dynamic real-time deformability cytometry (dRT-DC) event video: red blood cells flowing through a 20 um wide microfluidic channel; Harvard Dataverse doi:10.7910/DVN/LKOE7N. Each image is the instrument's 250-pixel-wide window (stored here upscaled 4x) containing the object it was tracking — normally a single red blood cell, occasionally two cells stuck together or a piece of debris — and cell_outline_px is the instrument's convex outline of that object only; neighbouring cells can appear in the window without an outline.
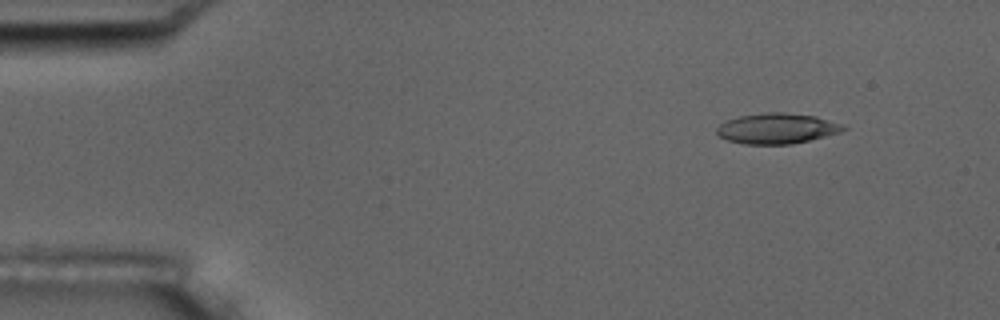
{"species": "common noctule bat (a hibernating species)", "species_latin": "Nyctalus noctula", "temperature_condition": "room temperature", "stored_images_in_passage": 5, "camera_frame_rate_fps": 3000, "um_per_image_px": 0.085, "animal": {"sex": "male", "body_mass_g": 17.5, "forearm_length_mm": 52.3}, "frame": {"image": 1, "passage_image": 2, "time_ms": 1.333, "image_size_px": [1000, 320], "cell_outline_px": [[848, 128], [840, 132], [792, 144], [744, 144], [728, 140], [720, 136], [716, 132], [716, 128], [720, 124], [728, 120], [740, 116], [764, 112], [784, 112], [816, 116], [844, 124]], "centroid_in_image_um": [66.06, 10.91], "position_along_channel_um": 18.9, "area_um2": 22.43}}
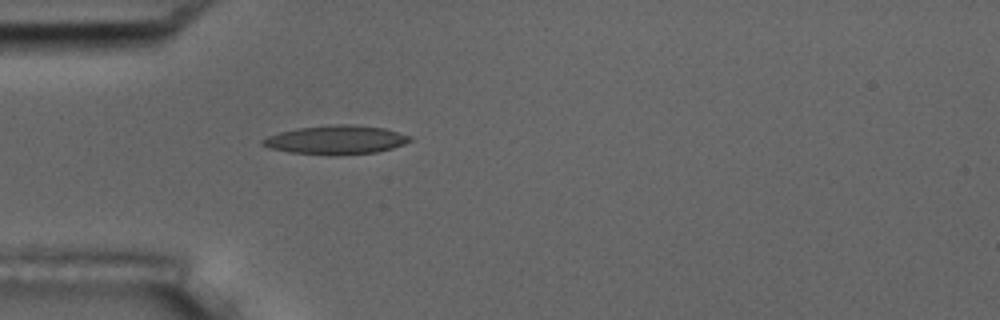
{"frame": {"image": 2, "passage_image": 5, "time_ms": 4.667, "image_size_px": [1000, 320], "cell_outline_px": [[412, 140], [404, 144], [392, 148], [376, 152], [336, 156], [328, 156], [288, 152], [268, 148], [260, 144], [260, 140], [268, 136], [280, 132], [300, 128], [336, 124], [352, 124], [384, 128], [412, 136]], "centroid_in_image_um": [28.55, 11.9], "position_along_channel_um": 56.5, "area_um2": 25.03}}